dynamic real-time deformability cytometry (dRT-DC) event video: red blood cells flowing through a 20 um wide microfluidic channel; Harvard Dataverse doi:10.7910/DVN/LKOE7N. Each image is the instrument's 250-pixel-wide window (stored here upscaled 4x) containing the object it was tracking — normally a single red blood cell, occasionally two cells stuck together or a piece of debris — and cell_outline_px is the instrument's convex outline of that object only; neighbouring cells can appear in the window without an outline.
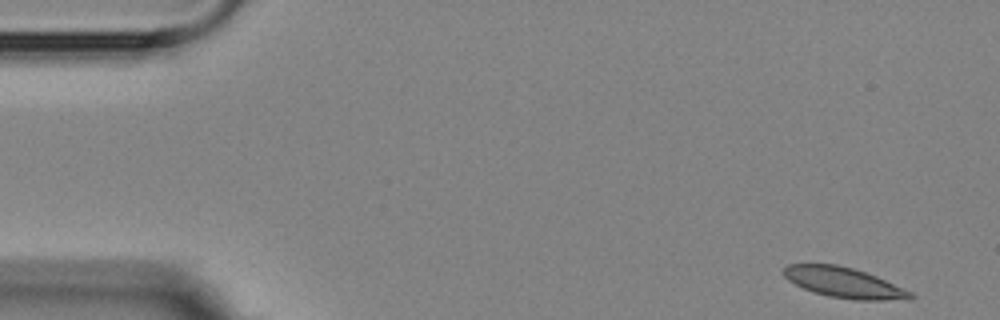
{"species": "Egyptian fruit bat (a non-hibernating species)", "species_latin": "Rousettus aegyptiacus", "temperature_condition": "room temperature", "stored_images_in_passage": 13, "segment_of_instrument_passage": [1, 2], "camera_frame_rate_fps": 3000, "um_per_image_px": 0.085, "animal": {"sex": "female"}, "frame": {"image": 1, "passage_image": 1, "time_ms": 0.0, "image_size_px": [1000, 320], "cell_outline_px": [[916, 296], [912, 300], [856, 300], [828, 296], [812, 292], [788, 280], [784, 276], [784, 268], [788, 264], [836, 264], [852, 268], [876, 276], [912, 292]], "centroid_in_image_um": [71.77, 24.03], "position_along_channel_um": 13.2, "area_um2": 22.37}}
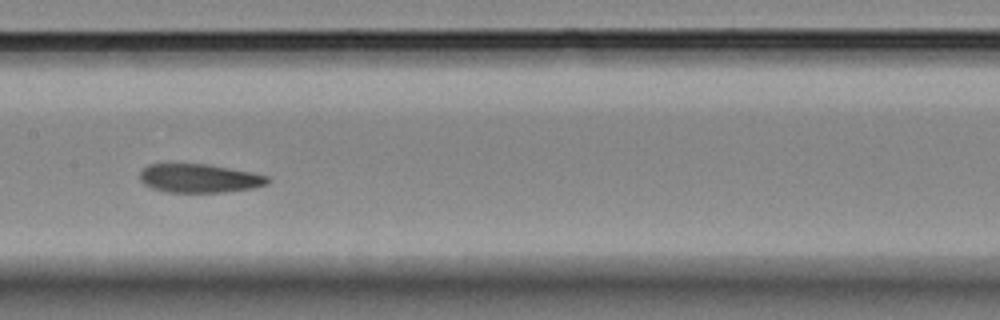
{"frame": {"image": 2, "passage_image": 7, "time_ms": 8.0, "image_size_px": [1000, 320], "cell_outline_px": [[268, 184], [252, 188], [224, 192], [168, 192], [152, 188], [144, 184], [140, 180], [140, 172], [148, 164], [208, 164], [252, 172], [268, 176]], "centroid_in_image_um": [16.94, 15.15], "position_along_channel_um": 190.5, "area_um2": 21.27}}
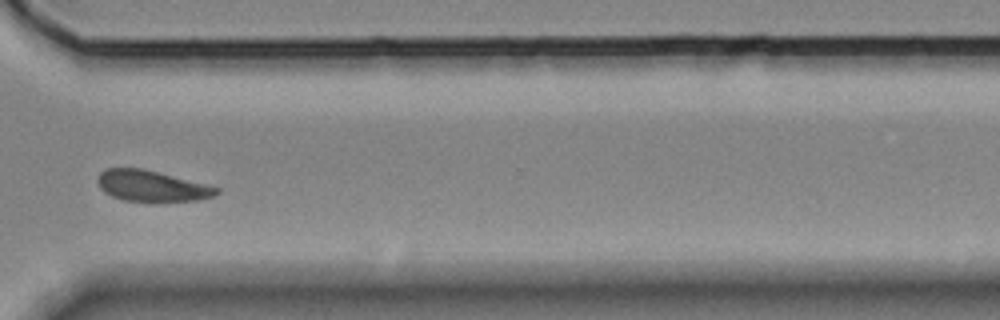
{"frame": {"image": 3, "passage_image": 11, "time_ms": 12.667, "image_size_px": [1000, 320], "cell_outline_px": [[220, 192], [212, 196], [200, 200], [156, 204], [124, 200], [112, 196], [104, 192], [100, 188], [96, 180], [100, 172], [104, 168], [144, 168], [208, 184], [220, 188]], "centroid_in_image_um": [12.92, 15.84], "position_along_channel_um": 357.7, "area_um2": 22.43}}